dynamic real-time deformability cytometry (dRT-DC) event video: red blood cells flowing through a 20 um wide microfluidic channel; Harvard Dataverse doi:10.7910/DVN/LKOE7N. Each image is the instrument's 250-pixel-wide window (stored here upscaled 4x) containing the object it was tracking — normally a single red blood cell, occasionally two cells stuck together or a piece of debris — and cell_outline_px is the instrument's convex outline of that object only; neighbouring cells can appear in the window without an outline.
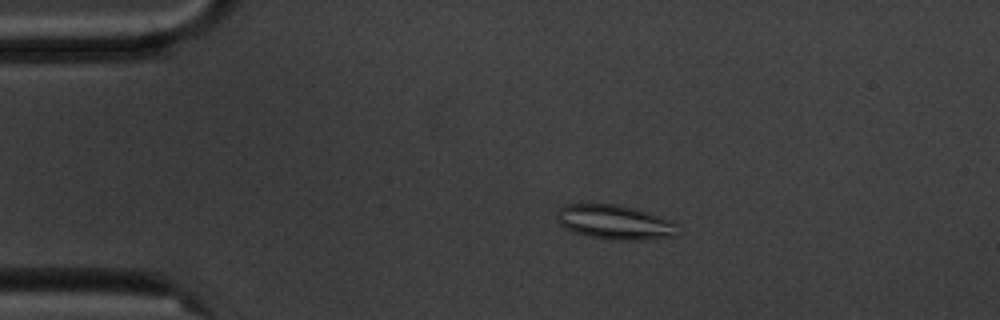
{"species": "common noctule bat (a hibernating species)", "species_latin": "Nyctalus noctula", "temperature_condition": "cold", "stored_images_in_passage": 10, "camera_frame_rate_fps": 3000, "um_per_image_px": 0.085, "animal": {"sex": "male", "body_mass_g": 20.1, "forearm_length_mm": 53.5}, "frame": {"image": 1, "passage_image": 4, "time_ms": 3.333, "image_size_px": [1000, 320], "cell_outline_px": [[676, 236], [640, 240], [616, 240], [588, 236], [576, 232], [560, 224], [556, 220], [556, 216], [560, 208], [568, 204], [620, 204], [636, 208], [668, 220], [676, 224]], "centroid_in_image_um": [52.24, 18.88], "position_along_channel_um": 32.8, "area_um2": 23.93}}
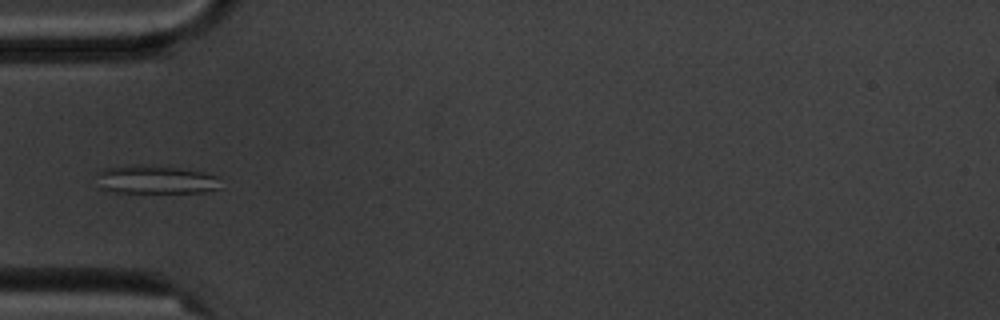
{"frame": {"image": 2, "passage_image": 6, "time_ms": 5.667, "image_size_px": [1000, 320], "cell_outline_px": [[220, 188], [204, 192], [112, 192], [100, 188], [96, 172], [104, 168], [132, 164], [140, 164], [180, 168], [204, 172], [216, 176]], "centroid_in_image_um": [13.17, 15.25], "position_along_channel_um": 71.8, "area_um2": 20.58}}
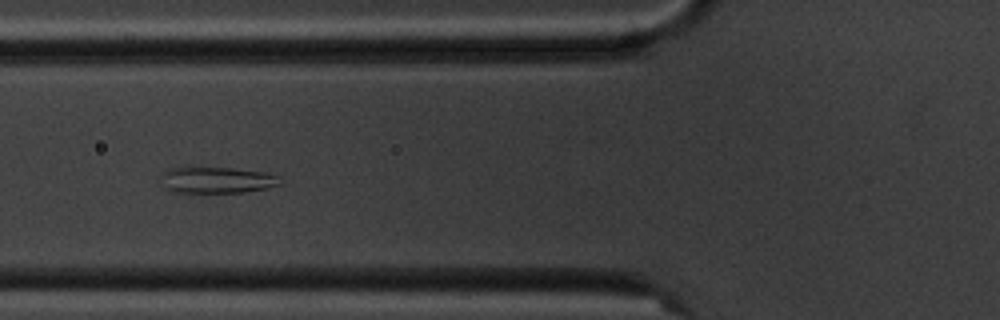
{"frame": {"image": 3, "passage_image": 7, "time_ms": 6.667, "image_size_px": [1000, 320], "cell_outline_px": [[284, 184], [268, 188], [244, 192], [176, 192], [164, 188], [164, 172], [168, 168], [184, 164], [188, 164], [232, 168], [264, 172], [276, 176]], "centroid_in_image_um": [18.4, 15.25], "position_along_channel_um": 107.4, "area_um2": 18.84}}